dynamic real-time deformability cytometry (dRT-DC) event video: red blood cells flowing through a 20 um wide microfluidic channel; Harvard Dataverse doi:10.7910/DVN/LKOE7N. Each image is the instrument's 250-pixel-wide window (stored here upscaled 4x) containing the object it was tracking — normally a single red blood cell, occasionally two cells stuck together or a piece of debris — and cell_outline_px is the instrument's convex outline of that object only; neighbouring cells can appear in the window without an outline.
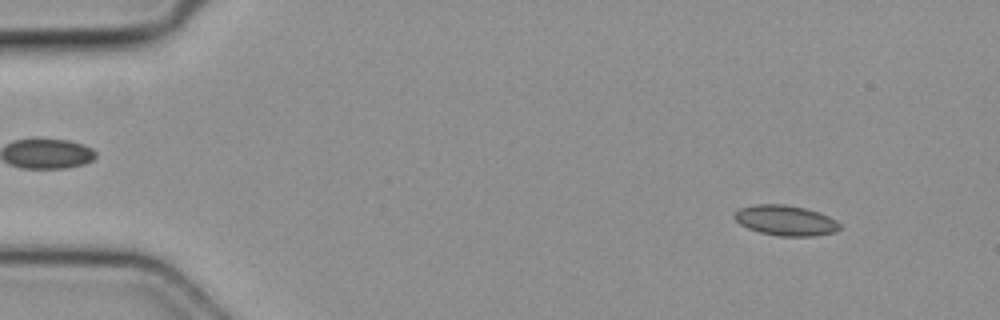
{"species": "common noctule bat (a hibernating species)", "species_latin": "Nyctalus noctula", "temperature_condition": "cold", "stored_images_in_passage": 5, "camera_frame_rate_fps": 3000, "um_per_image_px": 0.085, "animal": {"sex": "female", "body_mass_g": 19.3, "forearm_length_mm": 54.1}, "frame": {"image": 1, "passage_image": 2, "time_ms": 0.333, "image_size_px": [1000, 320], "cell_outline_px": [[840, 228], [836, 232], [816, 236], [780, 236], [760, 232], [748, 228], [740, 224], [732, 216], [740, 208], [752, 204], [784, 204], [804, 208], [820, 212], [836, 220], [840, 224]], "centroid_in_image_um": [66.78, 18.73], "position_along_channel_um": 18.2, "area_um2": 18.67}}
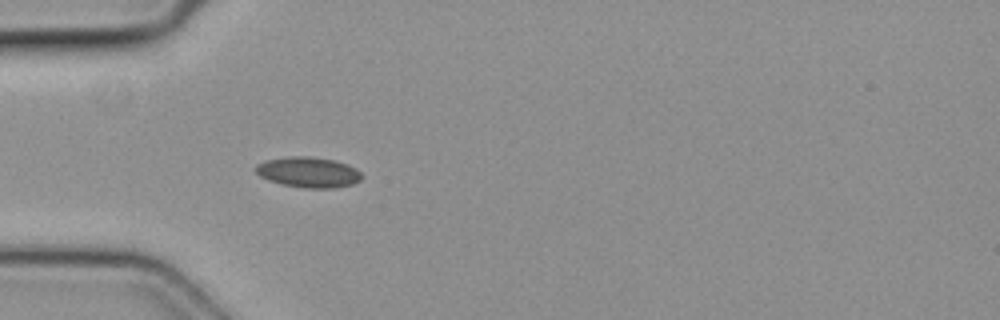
{"frame": {"image": 2, "passage_image": 5, "time_ms": 1.333, "image_size_px": [1000, 320], "cell_outline_px": [[364, 176], [360, 180], [352, 184], [336, 188], [304, 188], [280, 184], [268, 180], [260, 176], [252, 168], [256, 164], [264, 160], [288, 156], [308, 156], [336, 160], [348, 164], [356, 168]], "centroid_in_image_um": [26.19, 14.63], "position_along_channel_um": 58.8, "area_um2": 19.25}}